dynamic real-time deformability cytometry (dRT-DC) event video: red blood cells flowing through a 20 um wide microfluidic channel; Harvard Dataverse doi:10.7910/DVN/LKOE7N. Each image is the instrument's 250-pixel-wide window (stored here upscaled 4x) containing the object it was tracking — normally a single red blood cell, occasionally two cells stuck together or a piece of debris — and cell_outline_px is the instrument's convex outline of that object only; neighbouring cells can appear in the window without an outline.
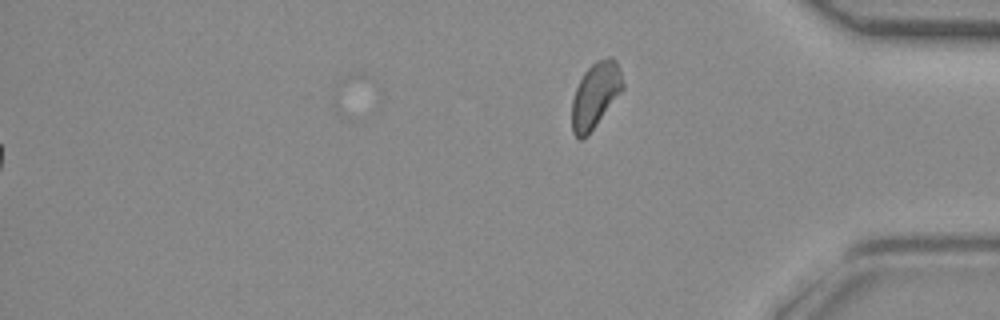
{"species": "common noctule bat (a hibernating species)", "species_latin": "Nyctalus noctula", "temperature_condition": "room temperature", "stored_images_in_passage": 45, "segment_of_instrument_passage": [2, 2], "camera_frame_rate_fps": 3000, "um_per_image_px": 0.085, "animal": {"sex": "female", "body_mass_g": 29.2, "forearm_length_mm": 56.3}, "frame": {"image": 1, "passage_image": 45, "time_ms": 14.667, "image_size_px": [1000, 320], "cell_outline_px": [[624, 88], [596, 124], [580, 140], [572, 132], [572, 100], [576, 88], [584, 72], [596, 60], [608, 56], [612, 56], [616, 60], [620, 68], [624, 84]], "centroid_in_image_um": [50.62, 8.02], "position_along_channel_um": 384.6, "area_um2": 19.13}}